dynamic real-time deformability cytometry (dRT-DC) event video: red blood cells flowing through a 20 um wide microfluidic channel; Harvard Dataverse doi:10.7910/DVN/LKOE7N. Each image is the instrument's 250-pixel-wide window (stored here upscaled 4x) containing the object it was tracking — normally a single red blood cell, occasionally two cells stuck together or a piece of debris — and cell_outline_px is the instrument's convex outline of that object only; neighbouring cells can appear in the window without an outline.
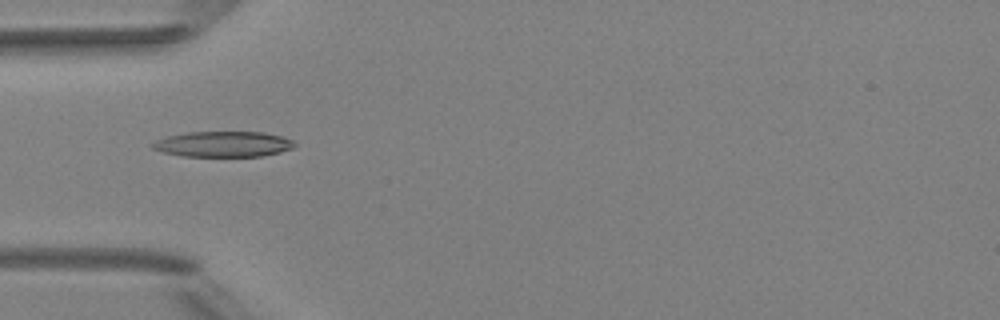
{"species": "Egyptian fruit bat (a non-hibernating species)", "species_latin": "Rousettus aegyptiacus", "temperature_condition": "room temperature", "stored_images_in_passage": 3, "camera_frame_rate_fps": 3000, "um_per_image_px": 0.085, "animal": {"sex": "female"}, "frame": {"image": 1, "passage_image": 2, "time_ms": 1.0, "image_size_px": [1000, 320], "cell_outline_px": [[296, 144], [292, 148], [280, 152], [260, 156], [180, 156], [164, 152], [152, 148], [148, 144], [156, 140], [168, 136], [188, 132], [264, 132], [280, 136], [292, 140]], "centroid_in_image_um": [18.94, 12.25], "position_along_channel_um": 66.1, "area_um2": 21.1}}
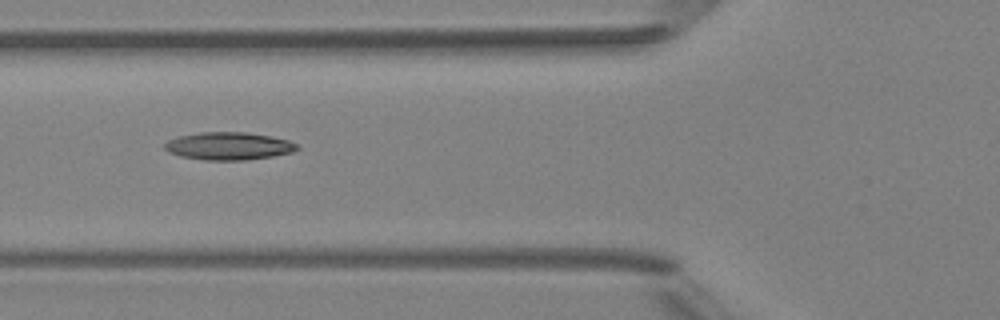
{"frame": {"image": 2, "passage_image": 3, "time_ms": 2.0, "image_size_px": [1000, 320], "cell_outline_px": [[300, 148], [292, 152], [272, 156], [248, 160], [204, 160], [180, 156], [168, 152], [164, 148], [164, 144], [168, 140], [180, 136], [200, 132], [244, 132], [268, 136], [288, 140], [300, 144]], "centroid_in_image_um": [19.44, 12.42], "position_along_channel_um": 106.4, "area_um2": 21.39}}